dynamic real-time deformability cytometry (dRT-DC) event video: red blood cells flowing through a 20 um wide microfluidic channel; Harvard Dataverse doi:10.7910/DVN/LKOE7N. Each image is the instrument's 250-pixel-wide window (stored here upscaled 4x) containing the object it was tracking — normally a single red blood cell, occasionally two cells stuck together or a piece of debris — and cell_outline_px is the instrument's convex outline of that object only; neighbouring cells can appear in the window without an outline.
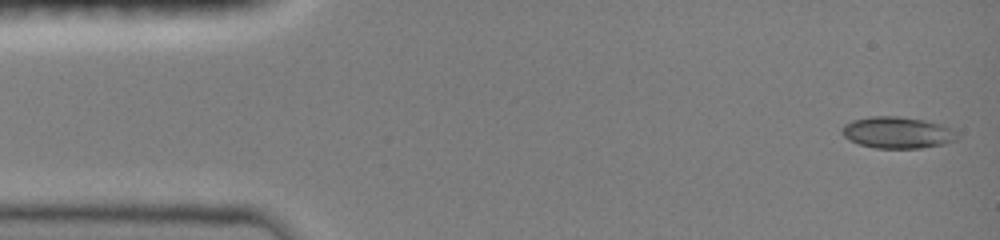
{"species": "common noctule bat (a hibernating species)", "species_latin": "Nyctalus noctula", "temperature_condition": "room temperature", "stored_images_in_passage": 64, "camera_frame_rate_fps": 3000, "um_per_image_px": 0.085, "animal": {"sex": "female", "body_mass_g": 19.0, "forearm_length_mm": 51.5}, "frame": {"image": 1, "passage_image": 1, "time_ms": 0.0, "image_size_px": [1000, 240], "cell_outline_px": [[960, 136], [956, 140], [944, 144], [920, 148], [876, 148], [860, 144], [848, 140], [840, 132], [840, 128], [844, 124], [852, 120], [872, 116], [900, 116], [924, 120], [944, 124], [952, 128]], "centroid_in_image_um": [76.29, 11.26], "position_along_channel_um": 8.7, "area_um2": 21.5}}
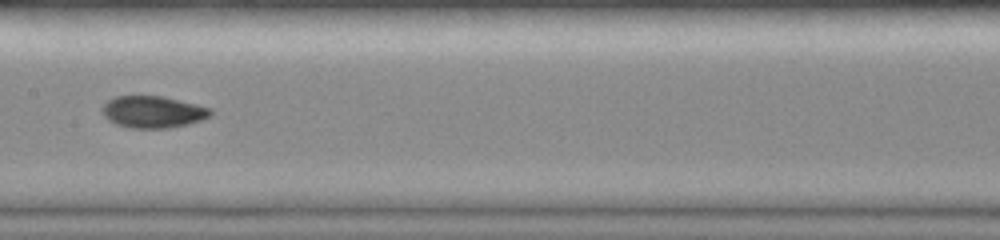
{"frame": {"image": 2, "passage_image": 38, "time_ms": 7.333, "image_size_px": [1000, 240], "cell_outline_px": [[212, 116], [188, 124], [168, 128], [128, 128], [116, 124], [108, 120], [100, 112], [100, 108], [108, 100], [116, 96], [164, 96], [212, 108]], "centroid_in_image_um": [12.98, 9.51], "position_along_channel_um": 194.4, "area_um2": 20.35}}
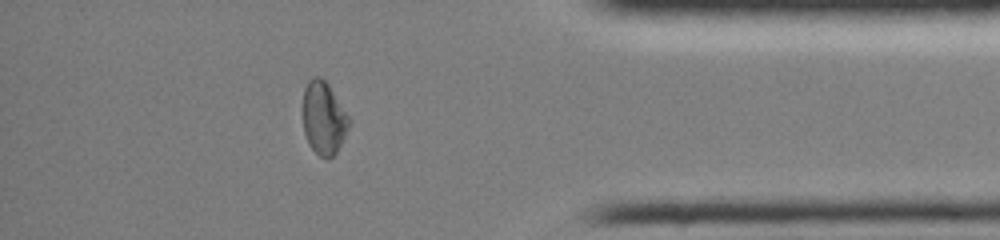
{"frame": {"image": 3, "passage_image": 59, "time_ms": 13.0, "image_size_px": [1000, 240], "cell_outline_px": [[348, 128], [336, 152], [332, 156], [320, 156], [308, 144], [304, 132], [300, 108], [304, 88], [308, 80], [312, 76], [320, 76], [328, 84], [348, 116]], "centroid_in_image_um": [27.43, 9.98], "position_along_channel_um": 407.8, "area_um2": 19.59}, "authors_computed_cell_mechanics": {"area_um2": 20.0566, "velocity_mm_per_s": 4.0601, "shape_relaxation_time_tau1_ms": null, "shape_relaxation_time_tau2_ms": 1.5326, "deformation_change_tau1": null, "deformation_change_tau2": 0.0239}}